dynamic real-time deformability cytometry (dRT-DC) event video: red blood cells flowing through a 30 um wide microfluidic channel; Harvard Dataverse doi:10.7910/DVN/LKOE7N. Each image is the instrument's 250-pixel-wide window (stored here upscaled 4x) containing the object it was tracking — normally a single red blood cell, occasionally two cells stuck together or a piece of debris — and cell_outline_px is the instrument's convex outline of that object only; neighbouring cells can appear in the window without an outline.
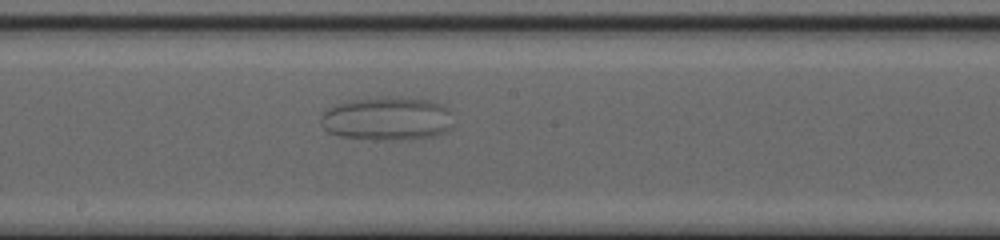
{"species": "common noctule bat (a hibernating species)", "species_latin": "Nyctalus noctula", "temperature_condition": "cold", "stored_images_in_passage": 50, "camera_frame_rate_fps": 3000, "um_per_image_px": 0.085, "animal": {"sex": "female", "body_mass_g": 20.0, "forearm_length_mm": 54.0}, "frame": {"image": 1, "passage_image": 27, "time_ms": 8.667, "image_size_px": [1000, 240], "cell_outline_px": [[448, 128], [444, 132], [432, 136], [340, 136], [328, 132], [320, 124], [320, 116], [328, 108], [336, 104], [348, 100], [380, 96], [388, 96], [428, 100], [444, 104], [448, 108]], "centroid_in_image_um": [32.81, 9.99], "position_along_channel_um": 215.4, "area_um2": 31.96}}